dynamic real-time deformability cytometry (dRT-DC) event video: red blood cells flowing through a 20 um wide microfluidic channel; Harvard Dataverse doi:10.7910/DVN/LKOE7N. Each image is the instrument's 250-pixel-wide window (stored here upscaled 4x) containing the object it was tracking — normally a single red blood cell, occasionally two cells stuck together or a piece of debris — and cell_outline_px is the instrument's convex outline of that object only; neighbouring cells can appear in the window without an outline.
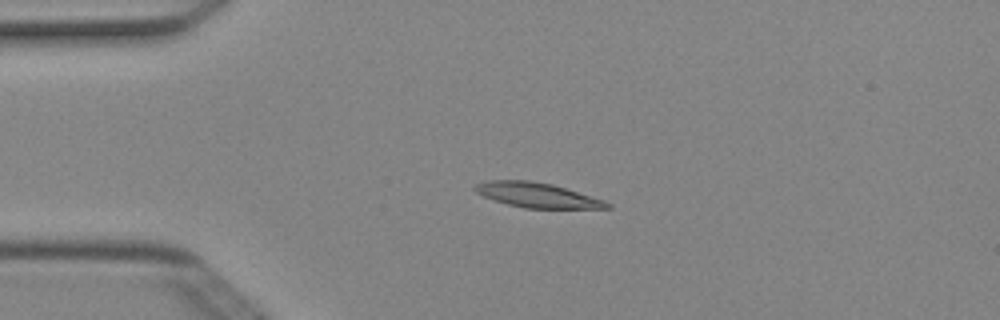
{"species": "Egyptian fruit bat (a non-hibernating species)", "species_latin": "Rousettus aegyptiacus", "temperature_condition": "cold", "stored_images_in_passage": 4, "camera_frame_rate_fps": 3000, "um_per_image_px": 0.085, "animal": {"sex": "female"}, "frame": {"image": 1, "passage_image": 3, "time_ms": 0.667, "image_size_px": [1000, 320], "cell_outline_px": [[612, 208], [524, 208], [508, 204], [484, 196], [476, 192], [472, 188], [476, 184], [488, 180], [532, 180], [552, 184], [604, 200], [612, 204]], "centroid_in_image_um": [45.66, 16.58], "position_along_channel_um": 39.3, "area_um2": 18.96}}